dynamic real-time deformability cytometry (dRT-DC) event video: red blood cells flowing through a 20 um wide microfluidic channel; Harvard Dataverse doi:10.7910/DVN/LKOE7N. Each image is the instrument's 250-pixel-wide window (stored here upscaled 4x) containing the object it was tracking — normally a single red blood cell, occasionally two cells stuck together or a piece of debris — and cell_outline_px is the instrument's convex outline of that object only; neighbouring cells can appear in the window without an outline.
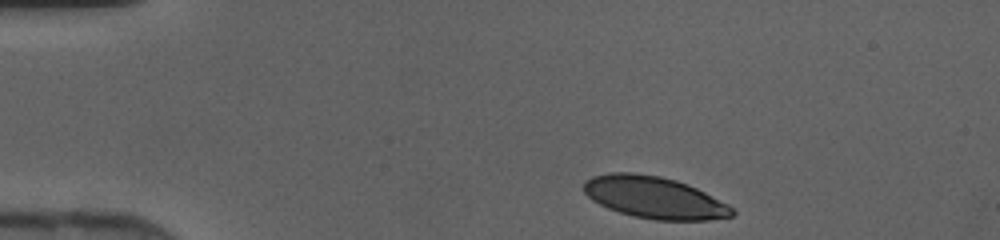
{"species": "human", "species_latin": "Homo sapiens", "temperature_condition": "cold", "stored_images_in_passage": 39, "camera_frame_rate_fps": 3000, "um_per_image_px": 0.085, "donor": {"sex": "female"}, "frame": {"image": 1, "passage_image": 1, "time_ms": 0.0, "image_size_px": [1000, 240], "cell_outline_px": [[736, 212], [732, 216], [708, 220], [656, 220], [632, 216], [608, 208], [592, 200], [584, 192], [584, 180], [592, 176], [612, 172], [632, 172], [660, 176], [676, 180], [688, 184], [728, 204]], "centroid_in_image_um": [55.6, 16.78], "position_along_channel_um": 29.4, "area_um2": 36.18}}
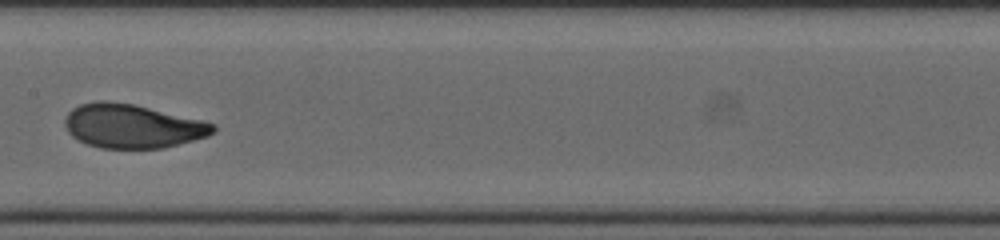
{"frame": {"image": 2, "passage_image": 17, "time_ms": 5.333, "image_size_px": [1000, 240], "cell_outline_px": [[216, 132], [208, 136], [164, 148], [100, 148], [88, 144], [72, 136], [68, 132], [64, 124], [64, 116], [72, 108], [80, 104], [96, 100], [108, 100], [132, 104], [200, 120], [216, 124]], "centroid_in_image_um": [11.22, 10.71], "position_along_channel_um": 196.2, "area_um2": 37.86}}
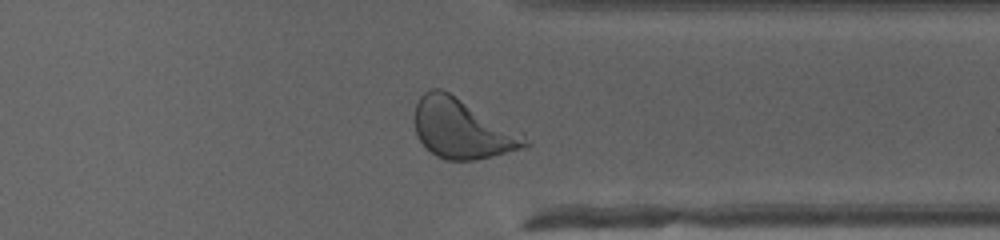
{"frame": {"image": 3, "passage_image": 29, "time_ms": 9.333, "image_size_px": [1000, 240], "cell_outline_px": [[532, 144], [524, 148], [476, 160], [444, 160], [436, 156], [424, 148], [416, 136], [412, 120], [416, 104], [420, 96], [428, 88], [440, 88], [448, 92], [524, 132], [532, 140]], "centroid_in_image_um": [39.29, 10.95], "position_along_channel_um": 372.1, "area_um2": 39.42}}